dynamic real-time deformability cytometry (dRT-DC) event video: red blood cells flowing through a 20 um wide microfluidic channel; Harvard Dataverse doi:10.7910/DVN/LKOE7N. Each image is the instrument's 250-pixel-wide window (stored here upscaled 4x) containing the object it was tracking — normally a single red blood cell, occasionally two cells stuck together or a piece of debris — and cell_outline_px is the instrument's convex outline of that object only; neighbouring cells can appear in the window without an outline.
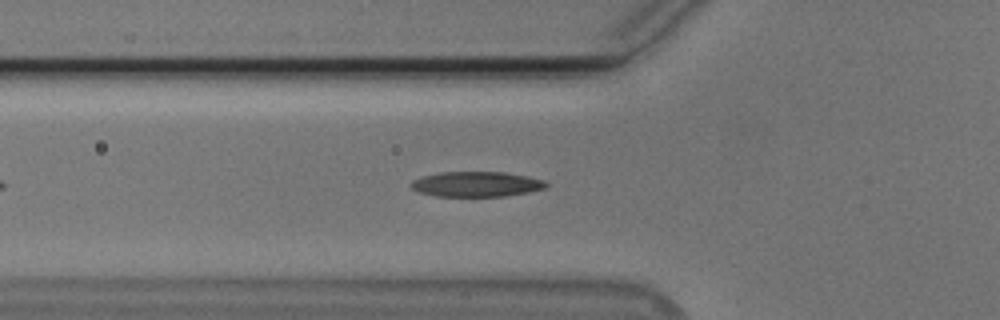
{"species": "Egyptian fruit bat (a non-hibernating species)", "species_latin": "Rousettus aegyptiacus", "temperature_condition": "cold", "stored_images_in_passage": 46, "camera_frame_rate_fps": 3000, "um_per_image_px": 0.085, "animal": {"sex": "male"}, "frame": {"image": 1, "passage_image": 10, "time_ms": 3.0, "image_size_px": [1000, 320], "cell_outline_px": [[548, 184], [544, 188], [528, 192], [504, 196], [436, 196], [420, 192], [412, 188], [412, 180], [424, 176], [440, 172], [504, 172], [528, 176], [544, 180]], "centroid_in_image_um": [40.52, 15.65], "position_along_channel_um": 85.3, "area_um2": 19.59}}
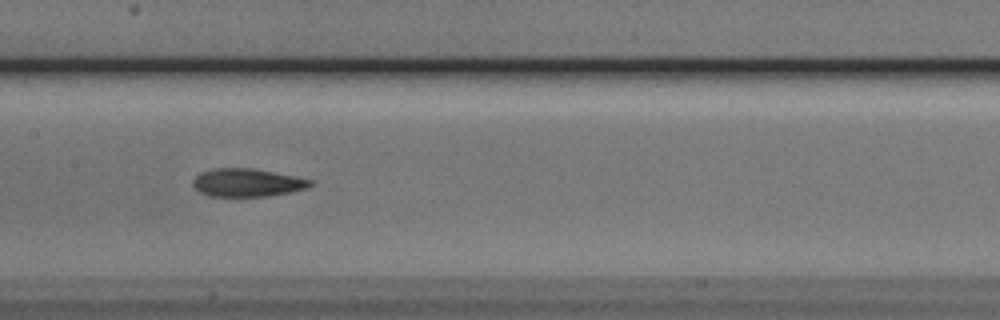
{"frame": {"image": 2, "passage_image": 18, "time_ms": 5.667, "image_size_px": [1000, 320], "cell_outline_px": [[312, 184], [304, 188], [288, 192], [268, 196], [208, 196], [200, 192], [192, 184], [192, 180], [200, 172], [212, 168], [252, 168], [312, 180]], "centroid_in_image_um": [20.93, 15.52], "position_along_channel_um": 186.5, "area_um2": 18.9}}
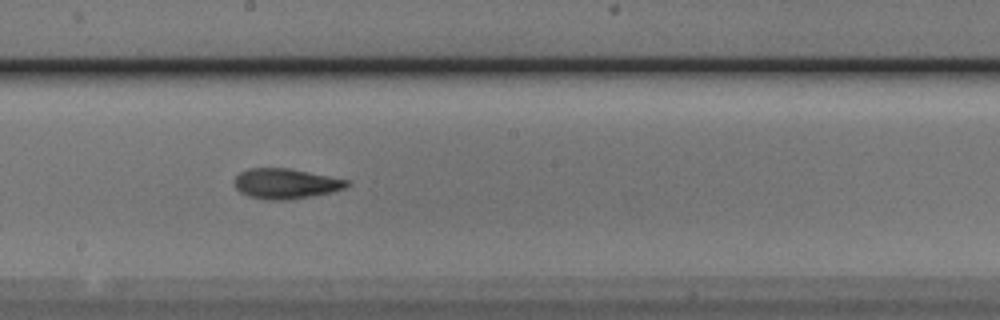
{"frame": {"image": 3, "passage_image": 21, "time_ms": 6.667, "image_size_px": [1000, 320], "cell_outline_px": [[352, 184], [344, 188], [332, 192], [312, 196], [288, 200], [272, 200], [248, 196], [240, 192], [236, 188], [236, 176], [240, 172], [248, 168], [288, 168], [348, 180]], "centroid_in_image_um": [24.3, 15.61], "position_along_channel_um": 223.9, "area_um2": 19.65}, "authors_computed_cell_mechanics": {"area_um2": 19.1029, "velocity_mm_per_s": 3.7721, "shape_relaxation_time_tau1_ms": 4.1699, "shape_relaxation_time_tau2_ms": 2.2866, "deformation_change_tau1": 0.1558, "deformation_change_tau2": 0.105}}